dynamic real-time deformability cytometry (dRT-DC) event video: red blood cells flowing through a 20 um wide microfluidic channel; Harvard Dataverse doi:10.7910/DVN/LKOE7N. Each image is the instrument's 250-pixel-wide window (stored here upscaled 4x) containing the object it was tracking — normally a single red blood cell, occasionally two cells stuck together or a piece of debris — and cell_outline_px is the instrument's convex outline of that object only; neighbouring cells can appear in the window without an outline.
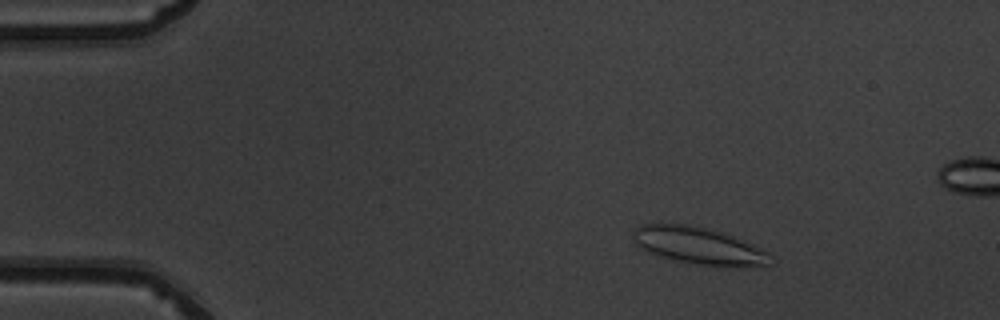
{"species": "common noctule bat (a hibernating species)", "species_latin": "Nyctalus noctula", "temperature_condition": "warm", "stored_images_in_passage": 52, "camera_frame_rate_fps": 3000, "um_per_image_px": 0.085, "animal": {"sex": "male", "body_mass_g": 19.5, "forearm_length_mm": 54.6}, "frame": {"image": 1, "passage_image": 8, "time_ms": 2.333, "image_size_px": [1000, 320], "cell_outline_px": [[776, 260], [772, 264], [744, 268], [728, 268], [672, 260], [640, 248], [632, 240], [636, 228], [640, 224], [688, 224], [724, 232], [752, 244], [768, 252]], "centroid_in_image_um": [59.49, 20.92], "position_along_channel_um": 25.5, "area_um2": 30.11}}
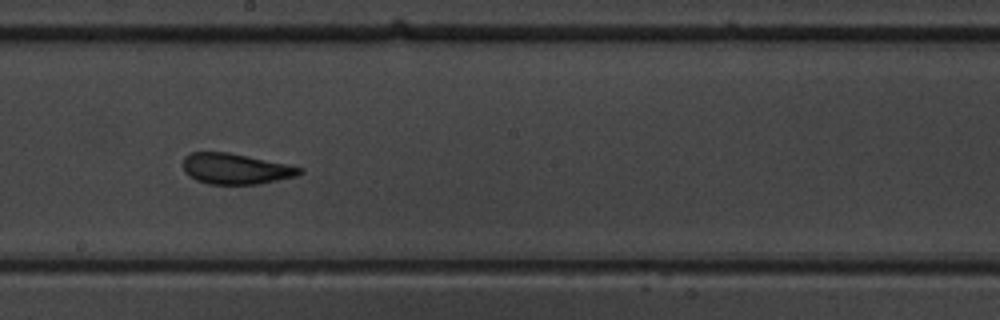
{"frame": {"image": 2, "passage_image": 29, "time_ms": 9.333, "image_size_px": [1000, 320], "cell_outline_px": [[304, 172], [296, 176], [260, 184], [208, 184], [196, 180], [184, 172], [184, 156], [192, 152], [228, 152], [288, 164], [304, 168]], "centroid_in_image_um": [20.05, 14.35], "position_along_channel_um": 228.1, "area_um2": 20.92}}
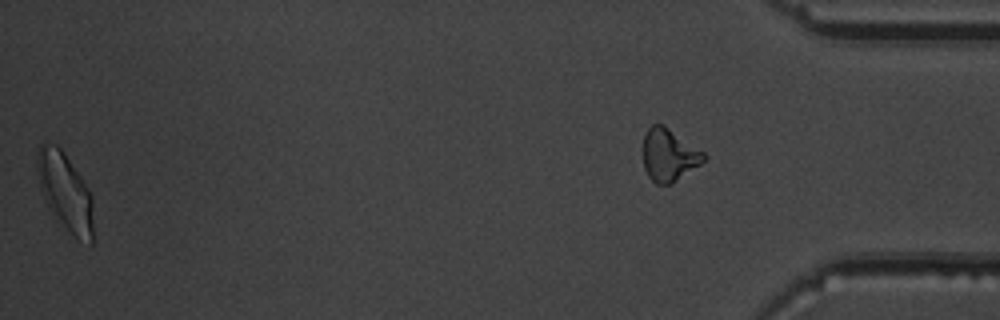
{"frame": {"image": 3, "passage_image": 51, "time_ms": 16.667, "image_size_px": [1000, 320], "cell_outline_px": [[92, 244], [76, 236], [48, 208], [40, 188], [36, 168], [36, 160], [40, 144], [44, 140], [56, 144], [64, 152], [88, 188], [92, 196]], "centroid_in_image_um": [5.5, 16.19], "position_along_channel_um": 429.7, "area_um2": 24.85}, "authors_computed_cell_mechanics": {"area_um2": 21.7906, "velocity_mm_per_s": 3.9797, "shape_relaxation_time_tau1_ms": 4.3691, "shape_relaxation_time_tau2_ms": 0.8463, "deformation_change_tau1": 0.1656, "deformation_change_tau2": 0.0988}}